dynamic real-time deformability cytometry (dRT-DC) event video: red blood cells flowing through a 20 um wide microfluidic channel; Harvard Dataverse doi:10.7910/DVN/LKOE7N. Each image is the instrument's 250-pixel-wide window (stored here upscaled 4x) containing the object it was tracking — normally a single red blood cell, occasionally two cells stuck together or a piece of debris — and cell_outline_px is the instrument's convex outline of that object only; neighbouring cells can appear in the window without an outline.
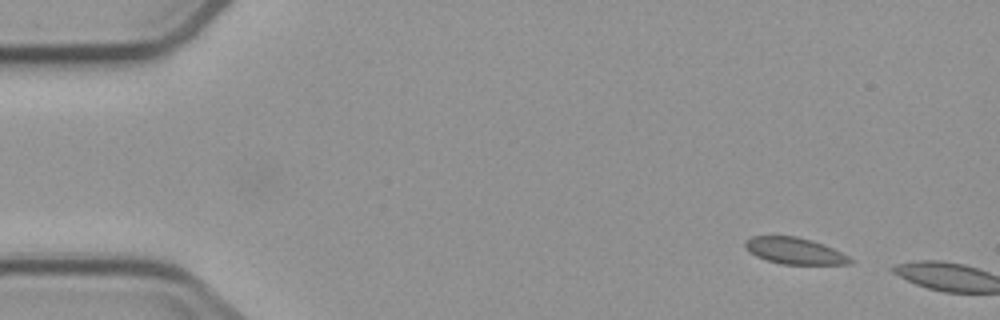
{"species": "common noctule bat (a hibernating species)", "species_latin": "Nyctalus noctula", "temperature_condition": "cold", "stored_images_in_passage": 2, "camera_frame_rate_fps": 3000, "um_per_image_px": 0.085, "animal": {"sex": "male", "body_mass_g": 23.1, "forearm_length_mm": 52.7}, "frame": {"image": 1, "passage_image": 1, "time_ms": 0.0, "image_size_px": [1000, 320], "cell_outline_px": [[852, 264], [780, 264], [764, 260], [748, 252], [744, 244], [744, 240], [752, 236], [796, 236], [812, 240], [824, 244], [848, 256], [852, 260]], "centroid_in_image_um": [67.49, 21.32], "position_along_channel_um": 17.5, "area_um2": 16.3}}